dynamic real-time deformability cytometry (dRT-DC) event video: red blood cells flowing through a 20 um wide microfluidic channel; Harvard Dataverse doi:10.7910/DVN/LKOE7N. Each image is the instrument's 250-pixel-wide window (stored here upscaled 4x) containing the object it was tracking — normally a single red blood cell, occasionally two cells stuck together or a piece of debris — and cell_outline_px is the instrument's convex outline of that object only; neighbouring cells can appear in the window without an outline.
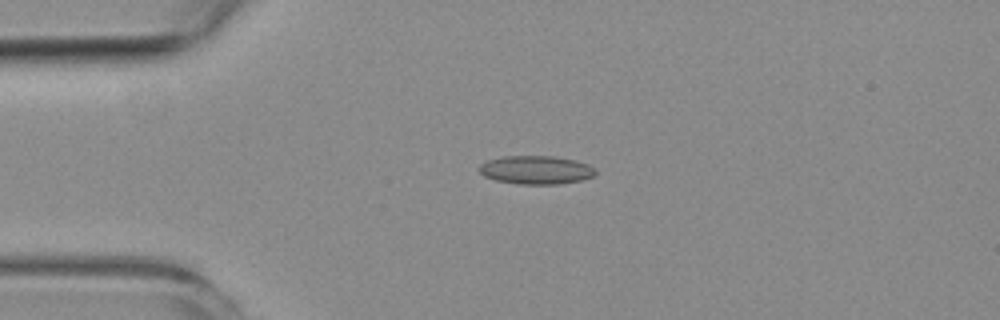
{"species": "common noctule bat (a hibernating species)", "species_latin": "Nyctalus noctula", "temperature_condition": "room temperature", "stored_images_in_passage": 1, "camera_frame_rate_fps": 3000, "um_per_image_px": 0.085, "animal": {"sex": "female", "body_mass_g": 19.3, "forearm_length_mm": 54.1}, "frame": {"image": 1, "passage_image": 1, "time_ms": 0.0, "image_size_px": [1000, 320], "cell_outline_px": [[596, 172], [592, 176], [580, 180], [560, 184], [516, 184], [496, 180], [484, 176], [476, 168], [480, 164], [488, 160], [500, 156], [552, 156], [576, 160], [588, 164], [596, 168]], "centroid_in_image_um": [45.53, 14.44], "position_along_channel_um": 39.5, "area_um2": 19.42}}